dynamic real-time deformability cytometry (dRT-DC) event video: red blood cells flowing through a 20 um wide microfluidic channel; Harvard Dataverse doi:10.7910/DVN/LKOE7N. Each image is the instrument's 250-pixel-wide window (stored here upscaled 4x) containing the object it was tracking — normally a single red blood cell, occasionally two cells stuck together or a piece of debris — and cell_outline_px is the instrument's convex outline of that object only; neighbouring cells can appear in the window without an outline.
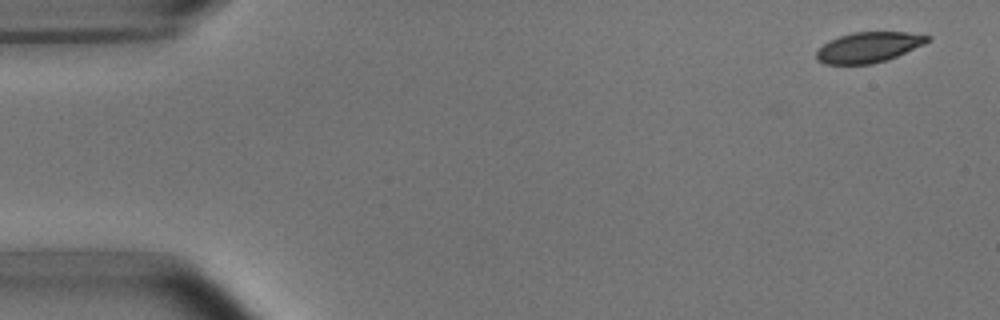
{"species": "common noctule bat (a hibernating species)", "species_latin": "Nyctalus noctula", "temperature_condition": "room temperature", "stored_images_in_passage": 16, "segment_of_instrument_passage": [1, 2], "camera_frame_rate_fps": 3000, "um_per_image_px": 0.085, "animal": {"sex": "male", "body_mass_g": 15.6}, "frame": {"image": 1, "passage_image": 1, "time_ms": 0.0, "image_size_px": [1000, 320], "cell_outline_px": [[932, 40], [924, 44], [896, 56], [872, 64], [824, 64], [816, 60], [816, 52], [828, 40], [852, 32], [908, 32], [932, 36]], "centroid_in_image_um": [73.83, 4.01], "position_along_channel_um": 11.2, "area_um2": 19.65}}
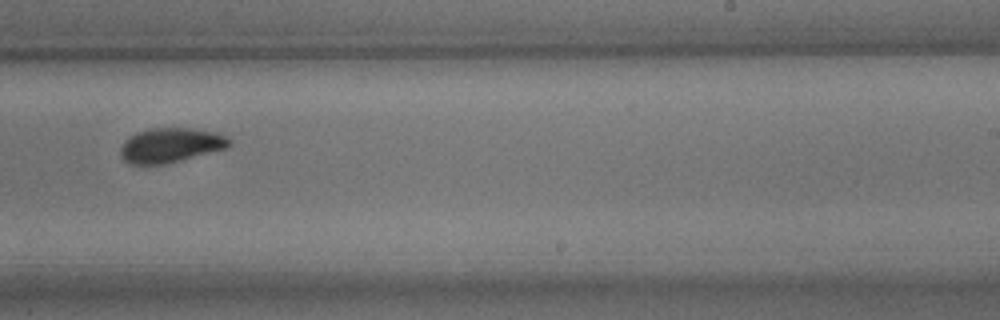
{"frame": {"image": 2, "passage_image": 9, "time_ms": 10.333, "image_size_px": [1000, 320], "cell_outline_px": [[232, 144], [228, 148], [164, 164], [128, 164], [120, 156], [120, 148], [124, 140], [136, 132], [152, 128], [192, 128], [216, 132], [232, 140]], "centroid_in_image_um": [14.5, 12.34], "position_along_channel_um": 274.5, "area_um2": 22.02}}
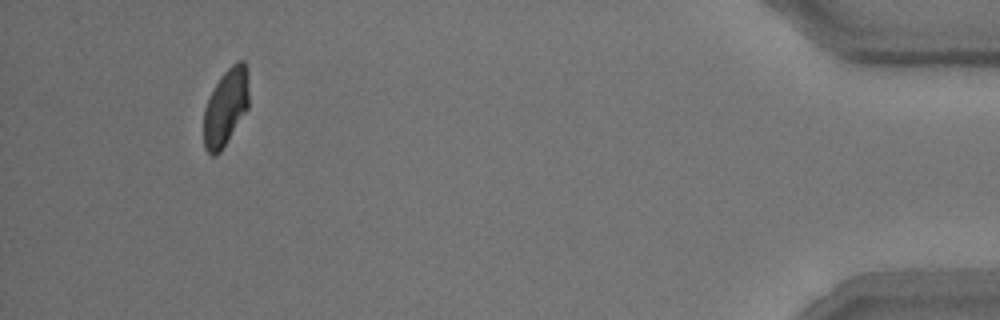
{"frame": {"image": 3, "passage_image": 14, "time_ms": 16.0, "image_size_px": [1000, 320], "cell_outline_px": [[248, 108], [220, 152], [216, 156], [212, 156], [204, 148], [204, 108], [216, 84], [224, 72], [236, 60], [244, 60], [248, 72]], "centroid_in_image_um": [19.19, 9.1], "position_along_channel_um": 416.0, "area_um2": 20.11}}